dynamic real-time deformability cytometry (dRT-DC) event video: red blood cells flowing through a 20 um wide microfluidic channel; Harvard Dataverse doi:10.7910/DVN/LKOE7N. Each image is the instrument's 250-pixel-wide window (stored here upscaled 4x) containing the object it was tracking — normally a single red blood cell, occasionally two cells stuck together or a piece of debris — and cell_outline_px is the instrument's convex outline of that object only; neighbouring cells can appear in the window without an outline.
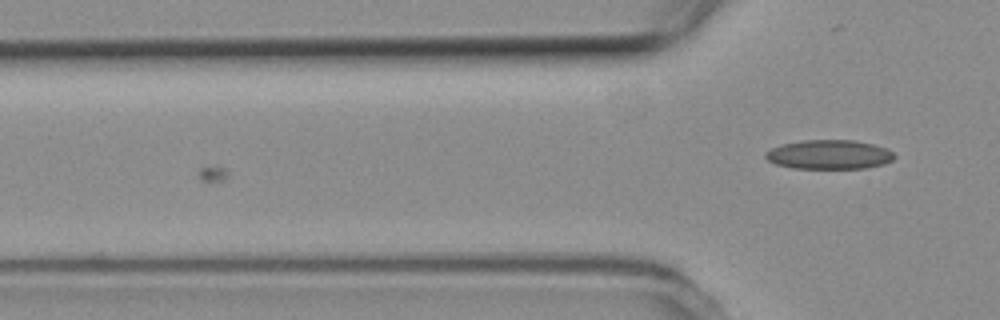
{"species": "common noctule bat (a hibernating species)", "species_latin": "Nyctalus noctula", "temperature_condition": "room temperature", "stored_images_in_passage": 12, "camera_frame_rate_fps": 3000, "um_per_image_px": 0.085, "animal": {"sex": "female", "body_mass_g": 19.3, "forearm_length_mm": 54.1}, "frame": {"image": 1, "passage_image": 12, "time_ms": 3.667, "image_size_px": [1000, 320], "cell_outline_px": [[896, 156], [892, 160], [884, 164], [864, 168], [792, 168], [776, 164], [768, 160], [764, 156], [764, 152], [780, 144], [804, 140], [856, 140], [888, 148]], "centroid_in_image_um": [70.47, 13.13], "position_along_channel_um": 55.3, "area_um2": 22.02}}